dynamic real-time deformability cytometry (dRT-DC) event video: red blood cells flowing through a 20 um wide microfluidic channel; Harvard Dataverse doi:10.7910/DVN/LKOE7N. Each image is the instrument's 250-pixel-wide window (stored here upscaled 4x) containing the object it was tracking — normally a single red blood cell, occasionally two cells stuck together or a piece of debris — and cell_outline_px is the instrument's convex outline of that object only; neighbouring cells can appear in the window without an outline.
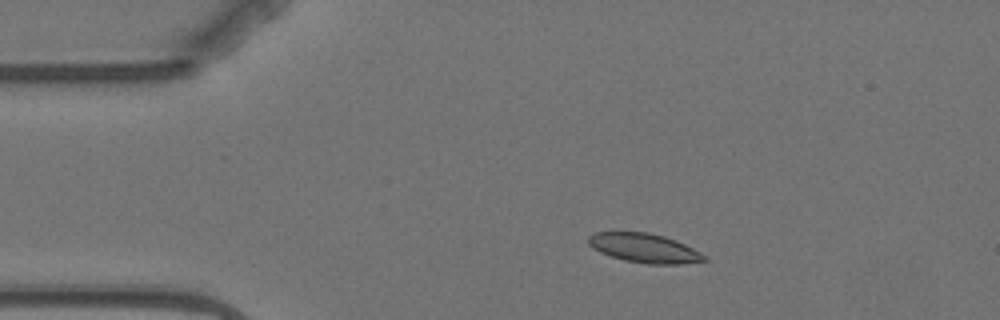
{"species": "Egyptian fruit bat (a non-hibernating species)", "species_latin": "Rousettus aegyptiacus", "temperature_condition": "warm", "stored_images_in_passage": 9, "camera_frame_rate_fps": 3000, "um_per_image_px": 0.085, "animal": {"sex": "female"}, "frame": {"image": 1, "passage_image": 2, "time_ms": 1.333, "image_size_px": [1000, 320], "cell_outline_px": [[708, 260], [680, 264], [648, 264], [624, 260], [600, 252], [592, 248], [588, 244], [588, 236], [596, 232], [648, 232], [664, 236], [676, 240], [708, 256]], "centroid_in_image_um": [54.78, 21.08], "position_along_channel_um": 30.2, "area_um2": 19.71}}
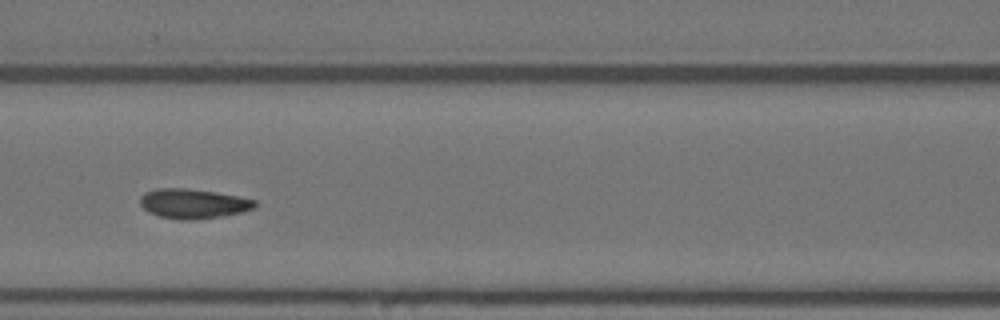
{"frame": {"image": 2, "passage_image": 6, "time_ms": 6.0, "image_size_px": [1000, 320], "cell_outline_px": [[256, 208], [240, 212], [220, 216], [188, 220], [180, 220], [160, 216], [148, 212], [140, 204], [140, 196], [144, 192], [156, 188], [184, 188], [216, 192], [256, 200]], "centroid_in_image_um": [16.39, 17.3], "position_along_channel_um": 150.2, "area_um2": 19.71}}
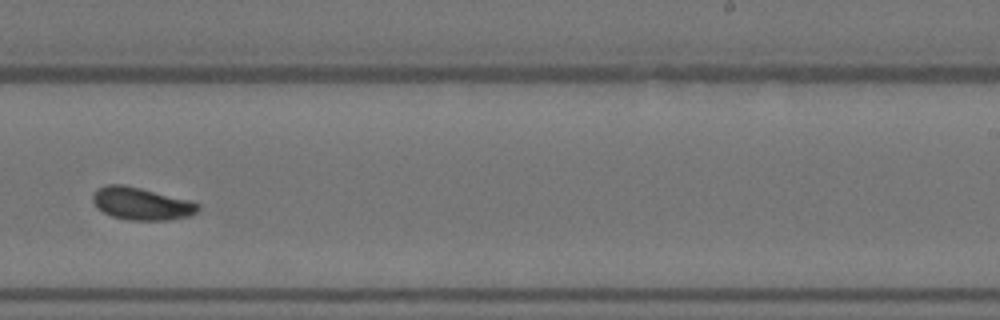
{"frame": {"image": 3, "passage_image": 9, "time_ms": 9.667, "image_size_px": [1000, 320], "cell_outline_px": [[200, 208], [192, 216], [168, 220], [128, 220], [112, 216], [96, 208], [92, 200], [92, 192], [108, 184], [124, 184], [188, 200], [200, 204]], "centroid_in_image_um": [12.01, 17.32], "position_along_channel_um": 277.0, "area_um2": 19.94}}